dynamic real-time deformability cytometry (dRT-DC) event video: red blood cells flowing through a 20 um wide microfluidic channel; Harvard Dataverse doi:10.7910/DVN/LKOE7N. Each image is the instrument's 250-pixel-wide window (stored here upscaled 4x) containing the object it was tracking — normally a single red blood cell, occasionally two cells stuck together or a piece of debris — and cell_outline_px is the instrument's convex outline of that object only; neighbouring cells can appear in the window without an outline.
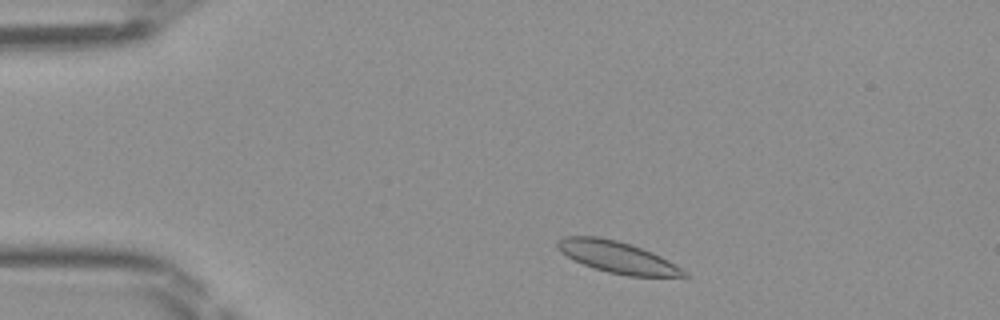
{"species": "Egyptian fruit bat (a non-hibernating species)", "species_latin": "Rousettus aegyptiacus", "temperature_condition": "room temperature", "stored_images_in_passage": 43, "camera_frame_rate_fps": 3000, "um_per_image_px": 0.085, "frame": {"image": 1, "passage_image": 4, "time_ms": 1.0, "image_size_px": [1000, 320], "cell_outline_px": [[688, 276], [628, 276], [608, 272], [584, 264], [560, 252], [556, 248], [556, 240], [564, 236], [596, 236], [616, 240], [652, 252], [668, 260], [688, 272]], "centroid_in_image_um": [52.44, 21.85], "position_along_channel_um": 32.6, "area_um2": 22.95}}
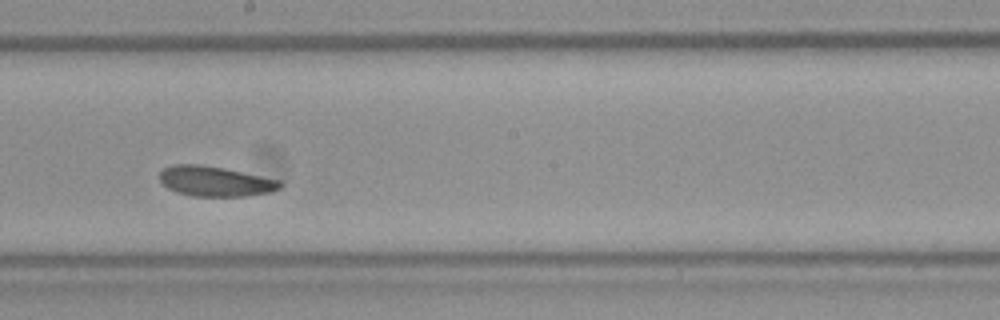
{"frame": {"image": 2, "passage_image": 22, "time_ms": 7.0, "image_size_px": [1000, 320], "cell_outline_px": [[284, 184], [280, 188], [272, 192], [244, 196], [192, 196], [176, 192], [168, 188], [160, 180], [160, 172], [164, 168], [172, 164], [200, 164], [224, 168], [280, 180]], "centroid_in_image_um": [18.3, 15.41], "position_along_channel_um": 229.9, "area_um2": 21.15}}
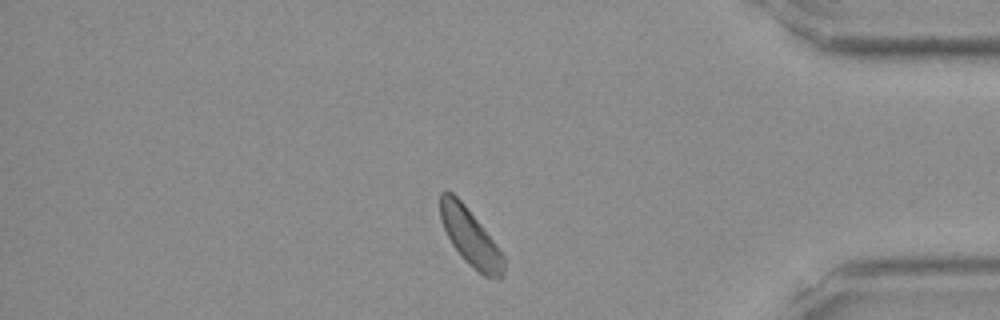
{"frame": {"image": 3, "passage_image": 36, "time_ms": 11.667, "image_size_px": [1000, 320], "cell_outline_px": [[504, 276], [500, 280], [484, 276], [468, 264], [464, 260], [452, 244], [440, 220], [440, 192], [444, 188], [452, 192], [464, 204], [480, 224], [504, 256]], "centroid_in_image_um": [39.96, 20.17], "position_along_channel_um": 395.2, "area_um2": 20.92}}